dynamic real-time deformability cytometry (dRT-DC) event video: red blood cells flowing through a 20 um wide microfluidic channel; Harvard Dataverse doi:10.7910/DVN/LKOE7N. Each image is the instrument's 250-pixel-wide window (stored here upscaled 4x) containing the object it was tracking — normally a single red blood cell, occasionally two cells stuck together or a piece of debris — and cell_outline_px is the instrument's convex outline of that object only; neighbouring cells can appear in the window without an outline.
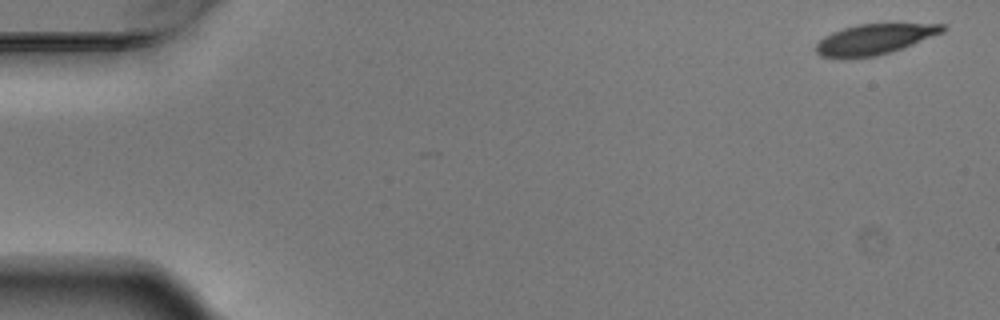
{"species": "Egyptian fruit bat (a non-hibernating species)", "species_latin": "Rousettus aegyptiacus", "temperature_condition": "warm", "stored_images_in_passage": 5, "camera_frame_rate_fps": 3000, "um_per_image_px": 0.085, "animal": {"sex": "male"}, "frame": {"image": 1, "passage_image": 1, "time_ms": 0.0, "image_size_px": [1000, 320], "cell_outline_px": [[948, 28], [944, 32], [912, 44], [876, 56], [820, 56], [816, 52], [816, 44], [824, 36], [832, 32], [856, 24], [944, 24]], "centroid_in_image_um": [74.36, 3.3], "position_along_channel_um": 10.6, "area_um2": 21.73}}
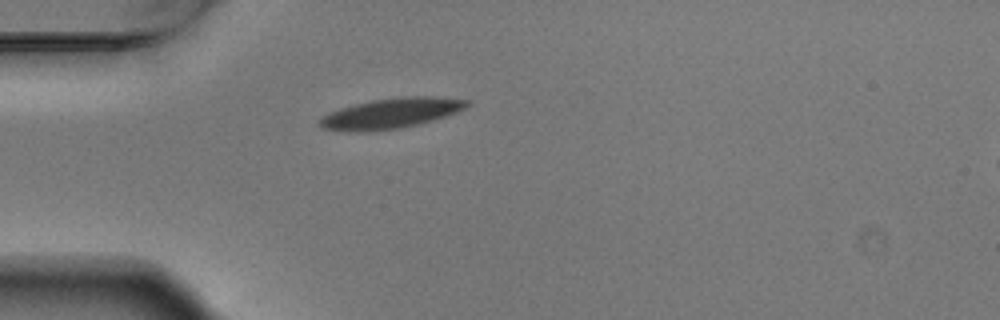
{"frame": {"image": 2, "passage_image": 4, "time_ms": 1.0, "image_size_px": [1000, 320], "cell_outline_px": [[468, 104], [464, 108], [456, 112], [420, 124], [400, 128], [368, 132], [348, 132], [324, 128], [320, 124], [320, 116], [340, 108], [372, 100], [400, 96], [432, 96], [468, 100]], "centroid_in_image_um": [33.2, 9.64], "position_along_channel_um": 51.8, "area_um2": 25.89}}